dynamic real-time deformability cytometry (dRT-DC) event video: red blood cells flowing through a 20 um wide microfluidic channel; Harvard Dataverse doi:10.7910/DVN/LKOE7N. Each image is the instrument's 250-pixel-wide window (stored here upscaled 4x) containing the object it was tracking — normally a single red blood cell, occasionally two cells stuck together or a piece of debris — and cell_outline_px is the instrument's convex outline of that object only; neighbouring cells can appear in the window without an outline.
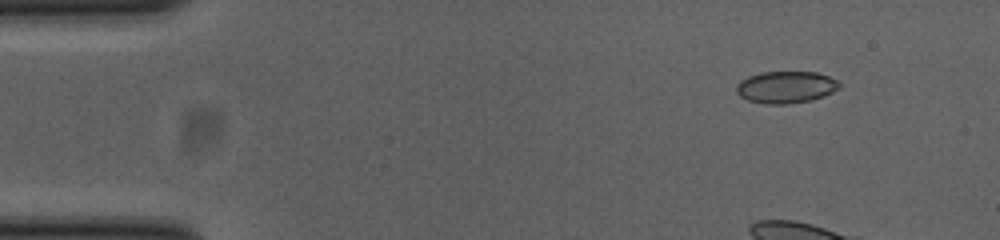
{"species": "common noctule bat (a hibernating species)", "species_latin": "Nyctalus noctula", "temperature_condition": "cold", "stored_images_in_passage": 10, "camera_frame_rate_fps": 3000, "um_per_image_px": 0.085, "animal": {"sex": "female", "body_mass_g": 23.0, "forearm_length_mm": 53.4}, "frame": {"image": 1, "passage_image": 1, "time_ms": 0.0, "image_size_px": [1000, 240], "cell_outline_px": [[840, 88], [824, 96], [812, 100], [784, 104], [764, 104], [748, 100], [740, 96], [736, 92], [736, 84], [740, 80], [748, 76], [760, 72], [816, 72], [840, 80]], "centroid_in_image_um": [66.8, 7.4], "position_along_channel_um": 18.2, "area_um2": 19.36}}